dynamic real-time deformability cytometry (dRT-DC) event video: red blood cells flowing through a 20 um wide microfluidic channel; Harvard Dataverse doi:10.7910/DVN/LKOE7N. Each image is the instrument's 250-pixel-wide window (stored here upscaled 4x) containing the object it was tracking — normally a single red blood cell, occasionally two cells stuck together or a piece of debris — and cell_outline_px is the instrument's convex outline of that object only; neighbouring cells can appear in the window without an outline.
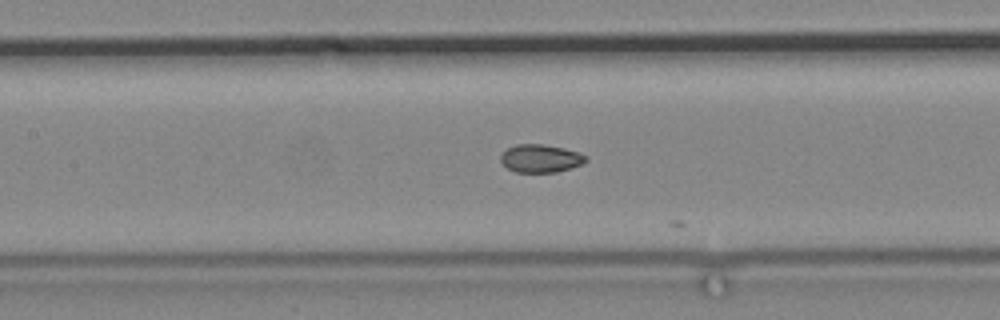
{"species": "common noctule bat (a hibernating species)", "species_latin": "Nyctalus noctula", "temperature_condition": "cold", "stored_images_in_passage": 44, "camera_frame_rate_fps": 3000, "um_per_image_px": 0.085, "animal": {"sex": "male", "body_mass_g": 19.2, "forearm_length_mm": 51.8}, "frame": {"image": 1, "passage_image": 43, "time_ms": 14.0, "image_size_px": [1000, 320], "cell_outline_px": [[588, 160], [572, 168], [556, 172], [516, 172], [508, 168], [500, 160], [500, 156], [508, 148], [516, 144], [544, 144], [564, 148], [580, 152], [588, 156]], "centroid_in_image_um": [45.99, 13.46], "position_along_channel_um": 161.4, "area_um2": 13.93}}